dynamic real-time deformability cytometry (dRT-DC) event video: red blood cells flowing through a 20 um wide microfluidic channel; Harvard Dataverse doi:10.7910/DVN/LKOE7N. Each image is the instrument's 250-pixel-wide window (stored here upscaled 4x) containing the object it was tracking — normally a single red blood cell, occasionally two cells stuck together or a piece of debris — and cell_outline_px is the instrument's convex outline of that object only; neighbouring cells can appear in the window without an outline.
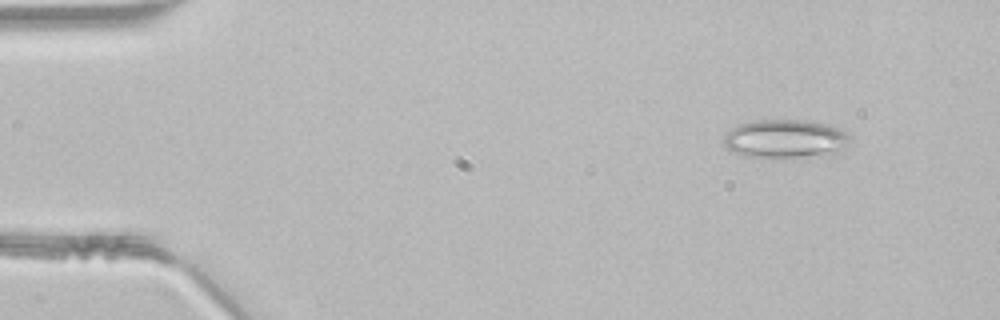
{"species": "common noctule bat (a hibernating species)", "species_latin": "Nyctalus noctula", "temperature_condition": "room temperature", "stored_images_in_passage": 15, "camera_frame_rate_fps": 3000, "um_per_image_px": 0.085, "animal": {"sex": "male", "body_mass_g": 21.5, "forearm_length_mm": 52.0}, "frame": {"image": 1, "passage_image": 5, "time_ms": 1.333, "image_size_px": [1000, 320], "cell_outline_px": [[852, 140], [840, 152], [832, 156], [744, 156], [728, 148], [724, 144], [724, 136], [732, 128], [740, 124], [756, 120], [812, 120], [828, 124], [852, 136]], "centroid_in_image_um": [66.84, 11.79], "position_along_channel_um": 18.2, "area_um2": 28.32}}